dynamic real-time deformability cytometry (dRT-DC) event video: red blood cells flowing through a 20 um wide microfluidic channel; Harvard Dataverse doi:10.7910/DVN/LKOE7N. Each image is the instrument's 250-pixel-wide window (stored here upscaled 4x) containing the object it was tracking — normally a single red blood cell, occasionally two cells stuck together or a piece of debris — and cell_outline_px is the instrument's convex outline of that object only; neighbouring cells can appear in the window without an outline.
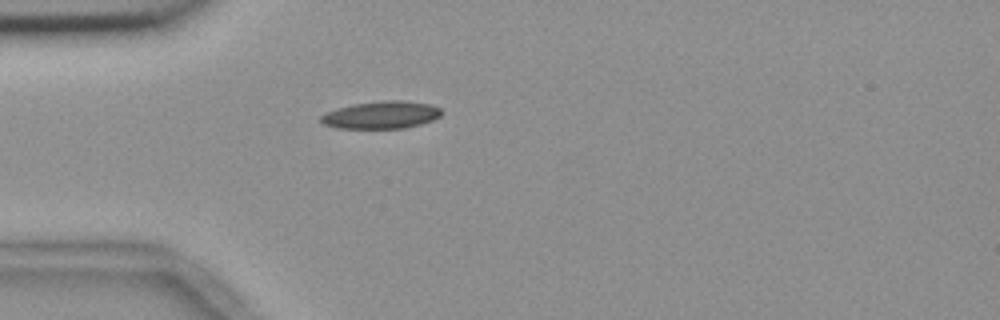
{"species": "common noctule bat (a hibernating species)", "species_latin": "Nyctalus noctula", "temperature_condition": "room temperature", "stored_images_in_passage": 42, "camera_frame_rate_fps": 3000, "um_per_image_px": 0.085, "animal": {"sex": "female", "body_mass_g": 18.4}, "frame": {"image": 1, "passage_image": 3, "time_ms": 0.667, "image_size_px": [1000, 320], "cell_outline_px": [[444, 112], [440, 116], [432, 120], [420, 124], [404, 128], [336, 128], [324, 124], [320, 120], [320, 116], [336, 108], [352, 104], [380, 100], [400, 100], [432, 104], [440, 108]], "centroid_in_image_um": [32.43, 9.76], "position_along_channel_um": 52.6, "area_um2": 19.42}}
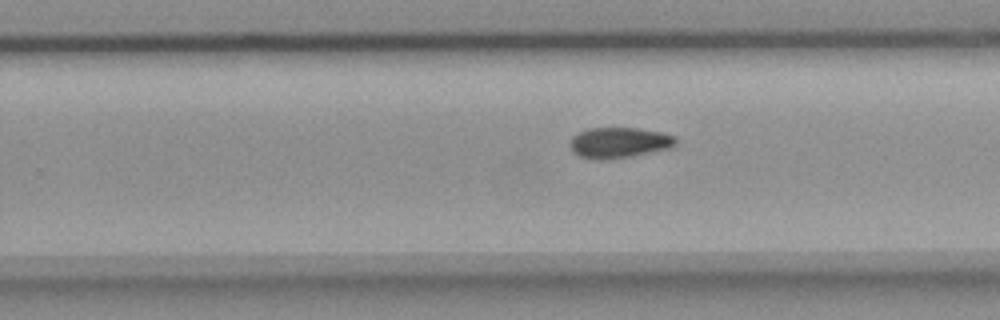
{"frame": {"image": 2, "passage_image": 22, "time_ms": 7.0, "image_size_px": [1000, 320], "cell_outline_px": [[676, 144], [668, 148], [632, 156], [608, 160], [592, 160], [580, 156], [572, 152], [568, 144], [572, 136], [576, 132], [588, 128], [636, 128], [660, 132], [672, 136], [676, 140]], "centroid_in_image_um": [52.51, 12.13], "position_along_channel_um": 277.3, "area_um2": 19.02}}
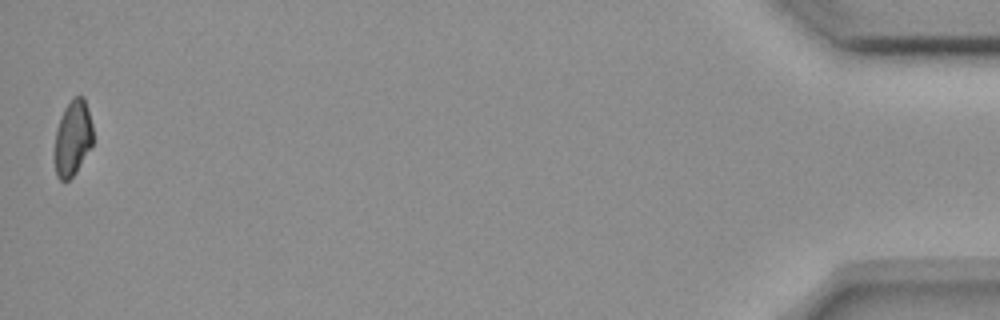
{"frame": {"image": 3, "passage_image": 42, "time_ms": 13.667, "image_size_px": [1000, 320], "cell_outline_px": [[92, 144], [76, 172], [68, 180], [60, 180], [56, 176], [52, 156], [52, 152], [56, 128], [60, 116], [64, 108], [72, 96], [84, 96], [92, 124]], "centroid_in_image_um": [6.12, 11.74], "position_along_channel_um": 429.1, "area_um2": 17.4}, "authors_computed_cell_mechanics": {"area_um2": 18.496, "velocity_mm_per_s": 3.6901, "shape_relaxation_time_tau1_ms": 9.608, "shape_relaxation_time_tau2_ms": null, "deformation_change_tau1": 0.1864, "deformation_change_tau2": null}}